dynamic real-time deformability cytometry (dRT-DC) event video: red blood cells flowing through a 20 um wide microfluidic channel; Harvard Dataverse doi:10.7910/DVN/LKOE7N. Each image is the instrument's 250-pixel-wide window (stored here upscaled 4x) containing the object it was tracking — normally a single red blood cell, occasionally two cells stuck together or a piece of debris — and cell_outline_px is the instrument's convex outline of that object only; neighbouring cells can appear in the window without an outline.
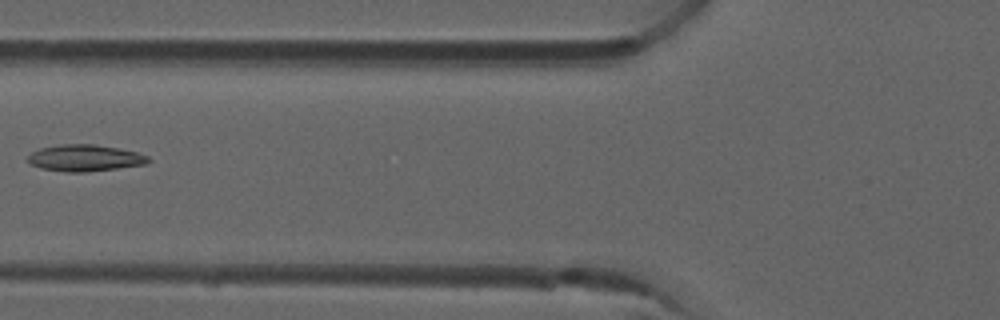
{"species": "common noctule bat (a hibernating species)", "species_latin": "Nyctalus noctula", "temperature_condition": "room temperature", "stored_images_in_passage": 4, "camera_frame_rate_fps": 3000, "um_per_image_px": 0.085, "animal": {"sex": "male", "forearm_length_mm": 52.5}, "frame": {"image": 1, "passage_image": 3, "time_ms": 0.667, "image_size_px": [1000, 320], "cell_outline_px": [[152, 160], [148, 164], [84, 172], [68, 172], [40, 168], [28, 164], [28, 156], [32, 152], [40, 148], [64, 144], [92, 144], [120, 148], [136, 152], [148, 156]], "centroid_in_image_um": [7.22, 13.43], "position_along_channel_um": 118.6, "area_um2": 18.67}}
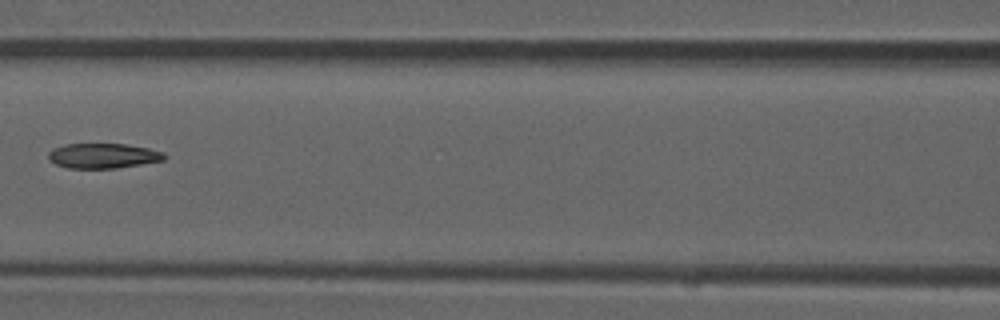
{"frame": {"image": 2, "passage_image": 4, "time_ms": 1.0, "image_size_px": [1000, 320], "cell_outline_px": [[168, 156], [164, 160], [116, 168], [68, 168], [56, 164], [48, 160], [48, 152], [52, 148], [64, 144], [128, 144], [148, 148], [164, 152]], "centroid_in_image_um": [8.75, 13.23], "position_along_channel_um": 157.8, "area_um2": 16.99}}